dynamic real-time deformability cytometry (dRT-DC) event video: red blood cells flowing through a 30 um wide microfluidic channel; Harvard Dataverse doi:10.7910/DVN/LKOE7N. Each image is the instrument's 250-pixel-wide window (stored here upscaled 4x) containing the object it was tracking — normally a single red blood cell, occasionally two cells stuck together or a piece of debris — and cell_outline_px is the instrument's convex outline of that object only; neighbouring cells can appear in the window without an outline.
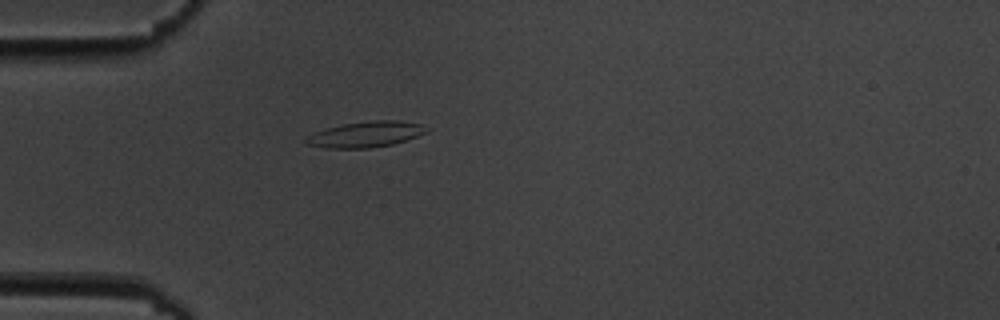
{"species": "common noctule bat (a hibernating species)", "species_latin": "Nyctalus noctula", "temperature_condition": "cold", "stored_images_in_passage": 2, "camera_frame_rate_fps": 3000, "um_per_image_px": 0.085, "animal": {"sex": "male", "body_mass_g": 19.5, "forearm_length_mm": 54.6}, "frame": {"image": 1, "passage_image": 2, "time_ms": 1.333, "image_size_px": [1000, 320], "cell_outline_px": [[424, 132], [416, 136], [392, 144], [368, 148], [328, 148], [304, 144], [304, 140], [308, 136], [324, 128], [344, 124], [372, 120], [396, 120], [420, 124], [424, 128]], "centroid_in_image_um": [30.99, 11.42], "position_along_channel_um": 54.0, "area_um2": 17.69}}